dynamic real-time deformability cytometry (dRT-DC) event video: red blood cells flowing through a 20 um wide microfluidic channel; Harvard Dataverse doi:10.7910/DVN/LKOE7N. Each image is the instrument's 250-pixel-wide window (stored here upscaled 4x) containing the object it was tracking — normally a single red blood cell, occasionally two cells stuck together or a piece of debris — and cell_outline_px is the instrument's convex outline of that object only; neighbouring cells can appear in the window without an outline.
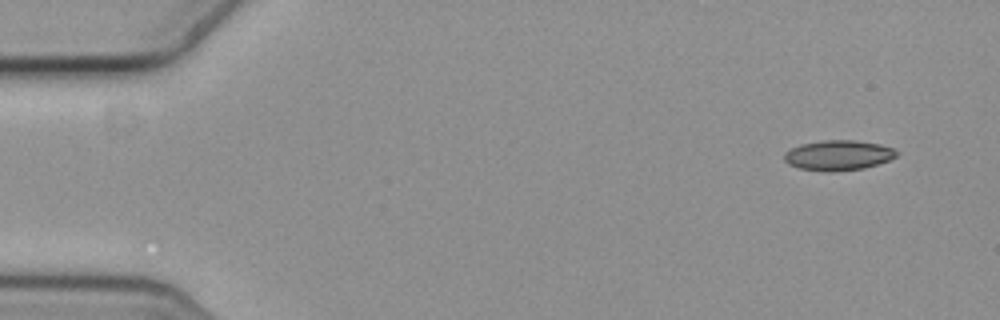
{"species": "common noctule bat (a hibernating species)", "species_latin": "Nyctalus noctula", "temperature_condition": "cold", "stored_images_in_passage": 54, "camera_frame_rate_fps": 3000, "um_per_image_px": 0.085, "animal": {"sex": "female", "body_mass_g": 19.3, "forearm_length_mm": 54.1}, "frame": {"image": 1, "passage_image": 1, "time_ms": 0.0, "image_size_px": [1000, 320], "cell_outline_px": [[900, 152], [896, 156], [888, 160], [864, 168], [832, 172], [828, 172], [800, 168], [788, 164], [784, 160], [784, 152], [800, 144], [824, 140], [856, 140], [880, 144], [896, 148]], "centroid_in_image_um": [71.27, 13.19], "position_along_channel_um": 13.7, "area_um2": 19.83}}
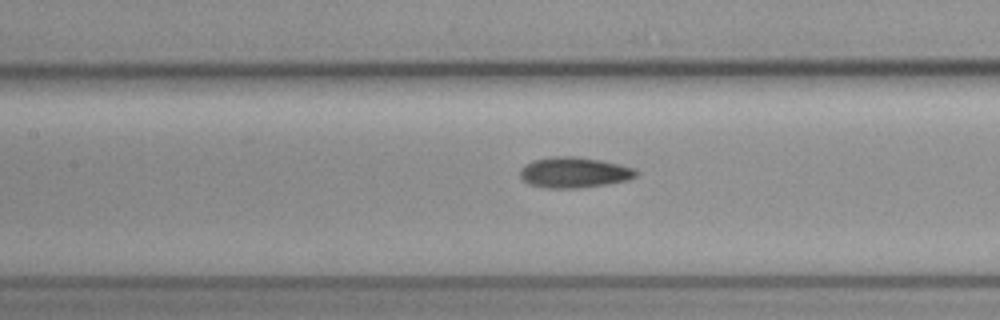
{"frame": {"image": 2, "passage_image": 23, "time_ms": 7.333, "image_size_px": [1000, 320], "cell_outline_px": [[640, 172], [636, 176], [628, 180], [608, 184], [576, 188], [548, 188], [528, 184], [520, 176], [520, 168], [524, 164], [532, 160], [552, 156], [580, 156], [620, 164], [636, 168]], "centroid_in_image_um": [48.82, 14.64], "position_along_channel_um": 158.6, "area_um2": 21.04}}
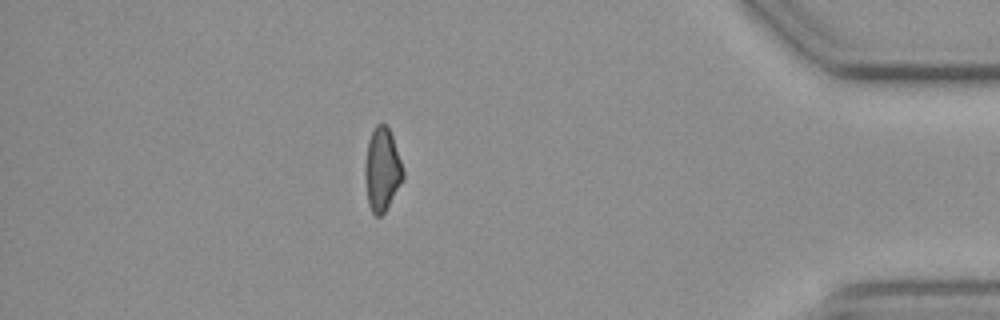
{"frame": {"image": 3, "passage_image": 47, "time_ms": 15.333, "image_size_px": [1000, 320], "cell_outline_px": [[404, 180], [384, 212], [380, 216], [376, 216], [372, 212], [368, 204], [364, 180], [364, 164], [368, 140], [376, 124], [384, 124], [388, 128], [392, 136], [404, 172]], "centroid_in_image_um": [32.46, 14.43], "position_along_channel_um": 402.7, "area_um2": 18.5}, "authors_computed_cell_mechanics": {"area_um2": 19.3341, "velocity_mm_per_s": 3.6189, "shape_relaxation_time_tau1_ms": null, "shape_relaxation_time_tau2_ms": 8.6321, "deformation_change_tau1": null, "deformation_change_tau2": 0.1729}}